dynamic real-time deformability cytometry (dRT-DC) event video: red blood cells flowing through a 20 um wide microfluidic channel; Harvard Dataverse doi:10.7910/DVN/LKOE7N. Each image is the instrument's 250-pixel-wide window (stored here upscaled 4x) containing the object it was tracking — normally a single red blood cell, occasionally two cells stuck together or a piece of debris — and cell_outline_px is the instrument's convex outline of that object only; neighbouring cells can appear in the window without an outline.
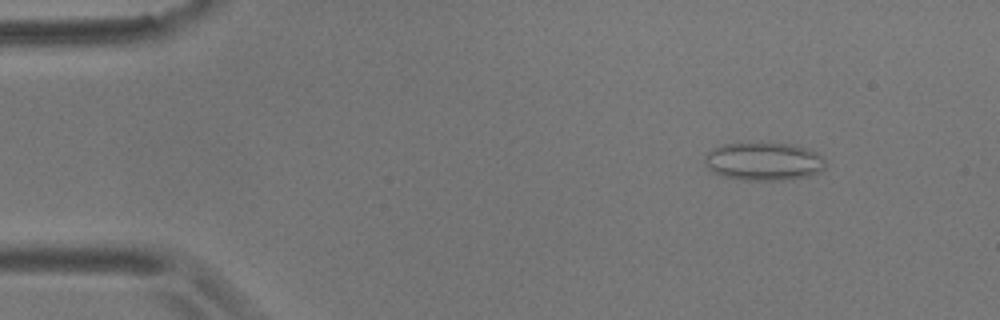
{"species": "common noctule bat (a hibernating species)", "species_latin": "Nyctalus noctula", "temperature_condition": "room temperature", "stored_images_in_passage": 55, "camera_frame_rate_fps": 3000, "um_per_image_px": 0.085, "animal": {"sex": "male", "body_mass_g": 17.9}, "frame": {"image": 1, "passage_image": 7, "time_ms": 2.0, "image_size_px": [1000, 320], "cell_outline_px": [[824, 168], [820, 172], [808, 176], [784, 180], [740, 180], [720, 176], [712, 172], [708, 168], [704, 160], [704, 156], [712, 148], [724, 144], [760, 140], [792, 144], [808, 148], [824, 156]], "centroid_in_image_um": [64.9, 13.68], "position_along_channel_um": 20.1, "area_um2": 27.86}}
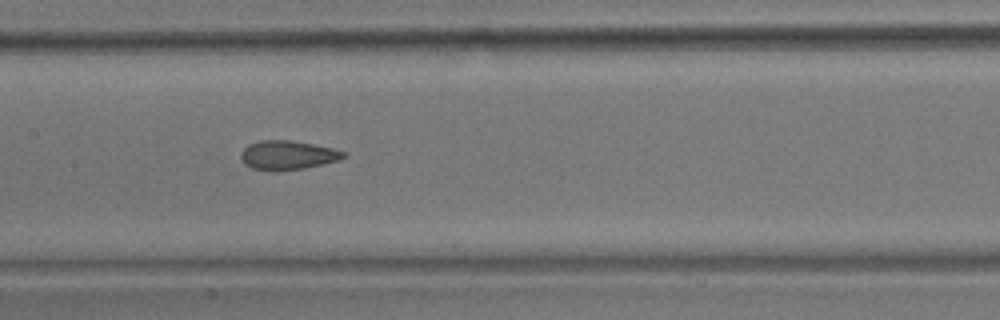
{"frame": {"image": 2, "passage_image": 27, "time_ms": 8.667, "image_size_px": [1000, 320], "cell_outline_px": [[348, 156], [340, 160], [324, 164], [304, 168], [276, 172], [272, 172], [252, 168], [244, 164], [240, 156], [240, 152], [248, 144], [260, 140], [288, 140], [312, 144], [332, 148], [348, 152]], "centroid_in_image_um": [24.46, 13.2], "position_along_channel_um": 182.9, "area_um2": 17.74}}
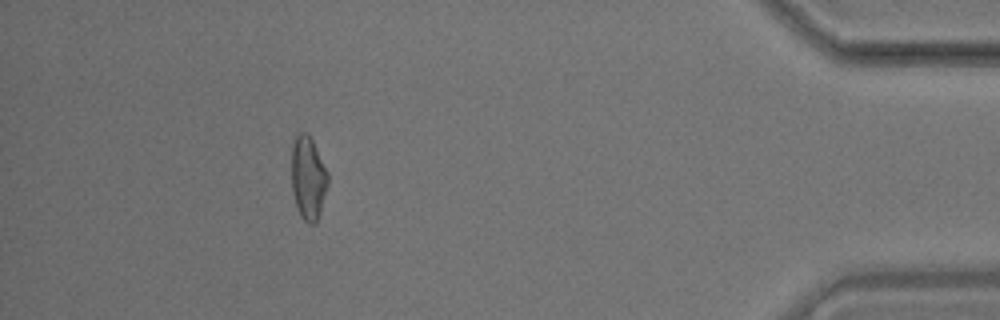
{"frame": {"image": 3, "passage_image": 50, "time_ms": 16.333, "image_size_px": [1000, 320], "cell_outline_px": [[328, 184], [320, 212], [316, 224], [308, 224], [300, 216], [296, 208], [292, 192], [292, 144], [296, 136], [300, 132], [308, 132], [328, 172]], "centroid_in_image_um": [26.18, 15.15], "position_along_channel_um": 409.0, "area_um2": 17.8}, "authors_computed_cell_mechanics": {"area_um2": 18.0914, "velocity_mm_per_s": 3.6513, "shape_relaxation_time_tau1_ms": null, "shape_relaxation_time_tau2_ms": 1.6204, "deformation_change_tau1": null, "deformation_change_tau2": 0.0983}}